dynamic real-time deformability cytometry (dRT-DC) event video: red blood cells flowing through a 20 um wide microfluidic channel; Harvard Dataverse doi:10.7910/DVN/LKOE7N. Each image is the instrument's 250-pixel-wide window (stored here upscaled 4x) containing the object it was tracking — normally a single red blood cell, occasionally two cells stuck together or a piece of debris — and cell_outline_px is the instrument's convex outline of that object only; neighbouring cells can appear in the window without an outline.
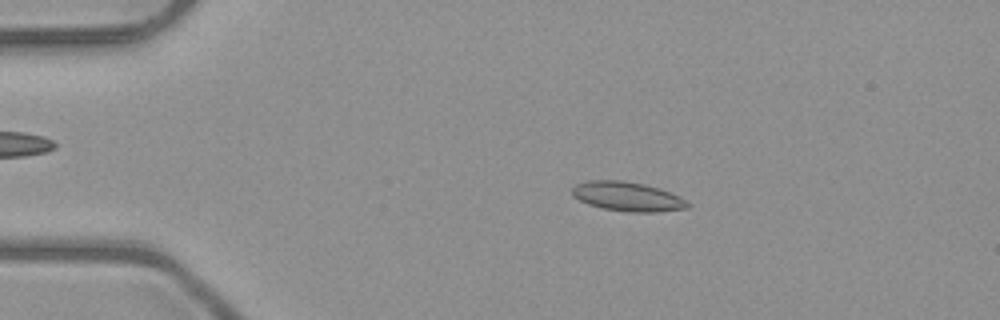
{"species": "common noctule bat (a hibernating species)", "species_latin": "Nyctalus noctula", "temperature_condition": "room temperature", "stored_images_in_passage": 48, "camera_frame_rate_fps": 3000, "um_per_image_px": 0.085, "animal": {"sex": "male", "body_mass_g": 23.1, "forearm_length_mm": 52.7}, "frame": {"image": 1, "passage_image": 7, "time_ms": 2.0, "image_size_px": [1000, 320], "cell_outline_px": [[692, 204], [688, 208], [656, 212], [628, 212], [604, 208], [588, 204], [572, 196], [572, 188], [576, 184], [588, 180], [620, 180], [644, 184], [660, 188]], "centroid_in_image_um": [53.31, 16.7], "position_along_channel_um": 31.7, "area_um2": 19.59}}
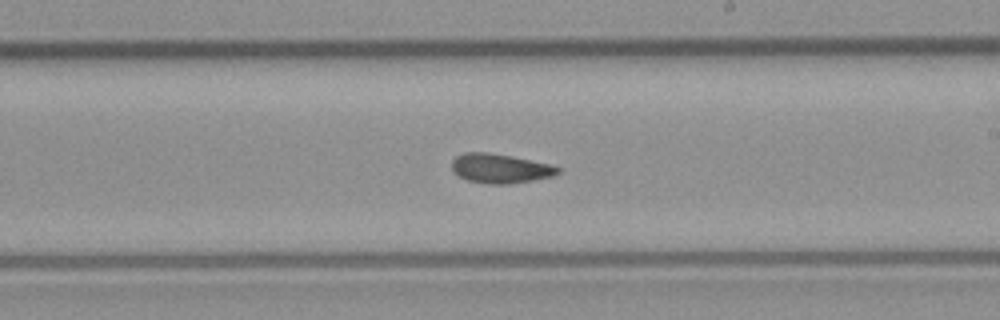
{"frame": {"image": 2, "passage_image": 27, "time_ms": 8.667, "image_size_px": [1000, 320], "cell_outline_px": [[560, 172], [552, 176], [532, 180], [508, 184], [488, 184], [468, 180], [452, 172], [452, 160], [456, 156], [464, 152], [488, 152], [512, 156], [552, 164], [560, 168]], "centroid_in_image_um": [42.51, 14.31], "position_along_channel_um": 246.5, "area_um2": 18.21}}
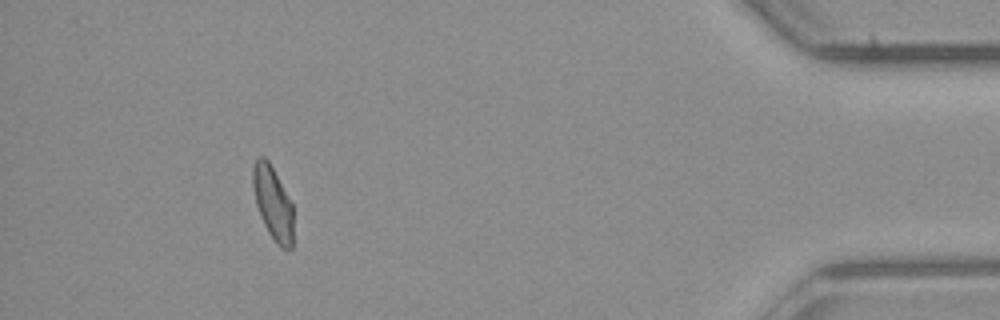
{"frame": {"image": 3, "passage_image": 44, "time_ms": 14.333, "image_size_px": [1000, 320], "cell_outline_px": [[292, 248], [280, 248], [276, 244], [268, 232], [264, 224], [256, 204], [252, 184], [252, 164], [256, 156], [264, 156], [268, 160], [292, 204]], "centroid_in_image_um": [23.16, 17.22], "position_along_channel_um": 412.0, "area_um2": 17.17}, "authors_computed_cell_mechanics": {"area_um2": 18.1203, "velocity_mm_per_s": 4.012, "shape_relaxation_time_tau1_ms": 5.9829, "shape_relaxation_time_tau2_ms": 1.8186, "deformation_change_tau1": 0.1468, "deformation_change_tau2": 0.0701}}